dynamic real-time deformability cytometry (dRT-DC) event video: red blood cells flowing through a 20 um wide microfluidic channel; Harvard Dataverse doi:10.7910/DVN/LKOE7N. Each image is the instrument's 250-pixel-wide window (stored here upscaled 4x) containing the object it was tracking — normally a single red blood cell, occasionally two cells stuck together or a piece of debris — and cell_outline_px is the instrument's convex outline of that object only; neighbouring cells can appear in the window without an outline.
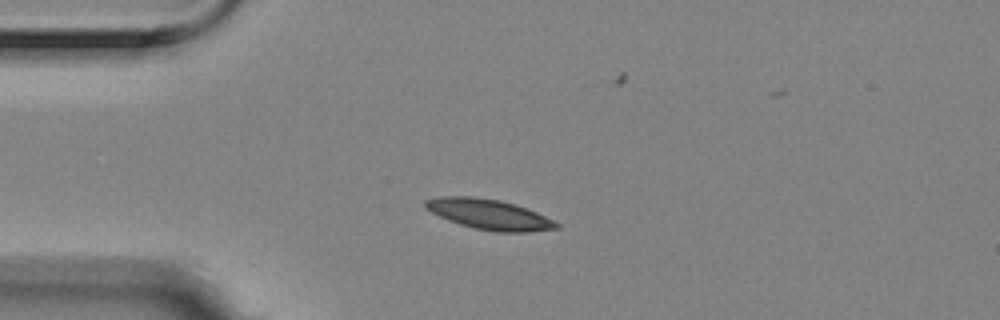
{"species": "Egyptian fruit bat (a non-hibernating species)", "species_latin": "Rousettus aegyptiacus", "temperature_condition": "room temperature", "stored_images_in_passage": 4, "camera_frame_rate_fps": 3000, "um_per_image_px": 0.085, "animal": {"sex": "female"}, "frame": {"image": 1, "passage_image": 4, "time_ms": 1.0, "image_size_px": [1000, 320], "cell_outline_px": [[560, 228], [528, 232], [496, 232], [472, 228], [448, 220], [424, 208], [424, 200], [436, 196], [476, 196], [500, 200], [516, 204], [536, 212], [560, 224]], "centroid_in_image_um": [41.54, 18.21], "position_along_channel_um": 43.5, "area_um2": 23.29}}